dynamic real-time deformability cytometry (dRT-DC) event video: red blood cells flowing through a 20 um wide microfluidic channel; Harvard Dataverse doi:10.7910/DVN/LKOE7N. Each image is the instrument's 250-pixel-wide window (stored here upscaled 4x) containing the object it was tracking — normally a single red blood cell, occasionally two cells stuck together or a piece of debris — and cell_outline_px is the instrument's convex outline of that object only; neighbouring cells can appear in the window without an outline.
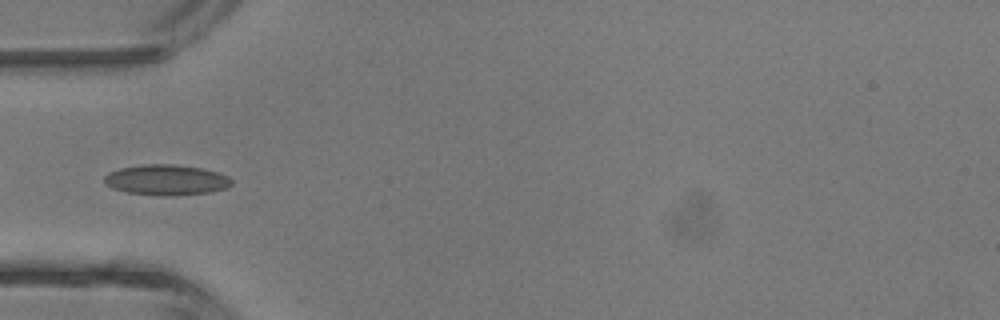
{"species": "common noctule bat (a hibernating species)", "species_latin": "Nyctalus noctula", "temperature_condition": "room temperature", "stored_images_in_passage": 5, "camera_frame_rate_fps": 3000, "um_per_image_px": 0.085, "animal": {"sex": "male", "body_mass_g": 13.3}, "frame": {"image": 1, "passage_image": 4, "time_ms": 4.667, "image_size_px": [1000, 320], "cell_outline_px": [[232, 184], [228, 188], [208, 192], [172, 196], [160, 196], [128, 192], [112, 188], [104, 180], [104, 176], [108, 172], [120, 168], [140, 164], [176, 164], [200, 168], [216, 172], [228, 176], [232, 180]], "centroid_in_image_um": [14.14, 15.29], "position_along_channel_um": 70.9, "area_um2": 22.66}}
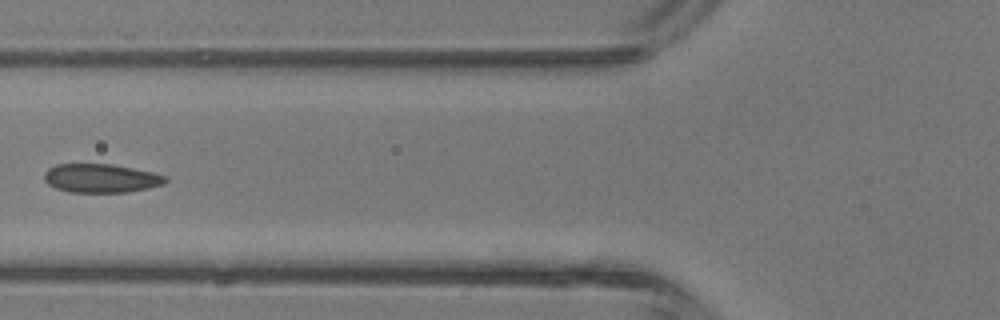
{"frame": {"image": 2, "passage_image": 5, "time_ms": 5.667, "image_size_px": [1000, 320], "cell_outline_px": [[168, 180], [164, 184], [148, 188], [128, 192], [68, 192], [56, 188], [48, 184], [44, 180], [44, 172], [48, 168], [56, 164], [112, 164], [152, 172], [164, 176]], "centroid_in_image_um": [8.55, 15.15], "position_along_channel_um": 117.2, "area_um2": 20.29}}